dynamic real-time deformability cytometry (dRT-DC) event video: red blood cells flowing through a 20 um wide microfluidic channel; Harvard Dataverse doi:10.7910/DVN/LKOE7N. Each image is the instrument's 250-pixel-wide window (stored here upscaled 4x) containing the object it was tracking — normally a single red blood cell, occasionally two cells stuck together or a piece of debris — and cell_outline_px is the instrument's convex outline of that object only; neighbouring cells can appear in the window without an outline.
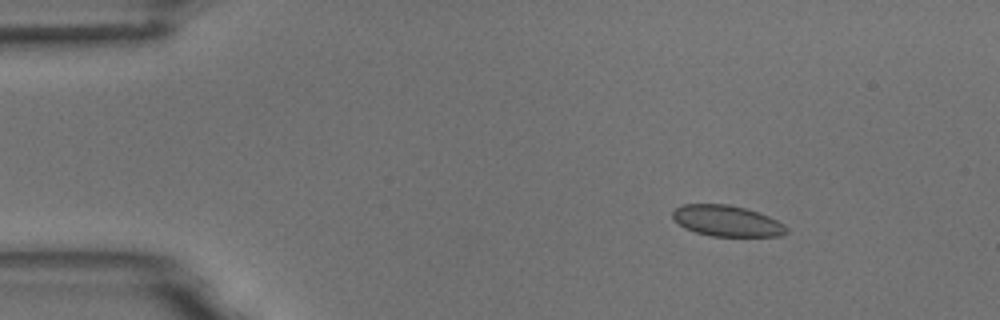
{"species": "common noctule bat (a hibernating species)", "species_latin": "Nyctalus noctula", "temperature_condition": "room temperature", "stored_images_in_passage": 48, "camera_frame_rate_fps": 3000, "um_per_image_px": 0.085, "animal": {"sex": "male", "body_mass_g": 18.8}, "frame": {"image": 1, "passage_image": 1, "time_ms": 0.0, "image_size_px": [1000, 320], "cell_outline_px": [[788, 232], [780, 236], [712, 236], [696, 232], [684, 228], [672, 220], [672, 212], [676, 208], [684, 204], [728, 204], [744, 208], [768, 216], [784, 224], [788, 228]], "centroid_in_image_um": [61.76, 18.78], "position_along_channel_um": 23.2, "area_um2": 20.52}}
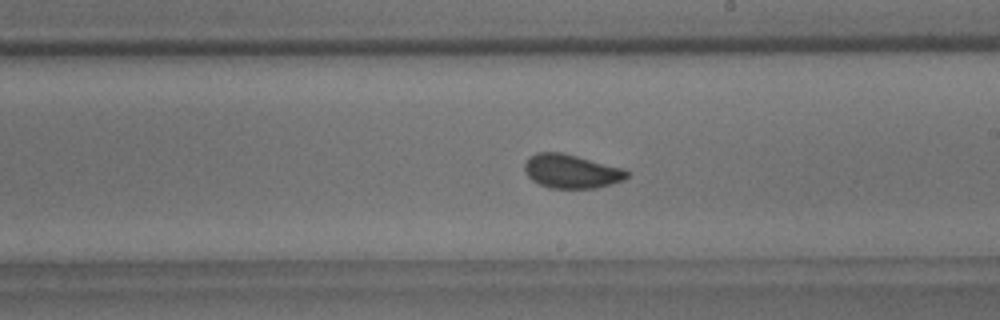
{"frame": {"image": 2, "passage_image": 25, "time_ms": 8.0, "image_size_px": [1000, 320], "cell_outline_px": [[628, 176], [624, 180], [596, 188], [548, 188], [532, 180], [528, 176], [524, 168], [524, 164], [528, 156], [536, 152], [560, 152], [624, 168], [628, 172]], "centroid_in_image_um": [48.54, 14.56], "position_along_channel_um": 240.5, "area_um2": 20.17}}
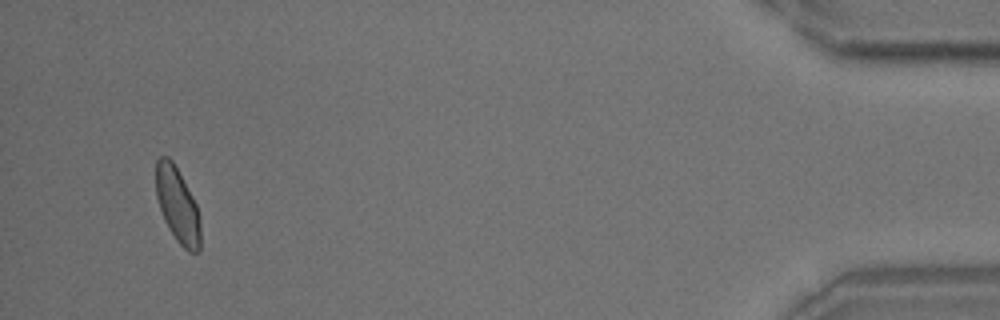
{"frame": {"image": 3, "passage_image": 46, "time_ms": 15.0, "image_size_px": [1000, 320], "cell_outline_px": [[200, 248], [196, 252], [188, 252], [176, 240], [164, 220], [156, 196], [156, 160], [160, 156], [168, 156], [172, 160], [192, 196], [196, 204], [200, 216]], "centroid_in_image_um": [15.09, 17.43], "position_along_channel_um": 420.1, "area_um2": 19.36}, "authors_computed_cell_mechanics": {"area_um2": 20.1722, "velocity_mm_per_s": 3.6485, "shape_relaxation_time_tau1_ms": 4.3672, "shape_relaxation_time_tau2_ms": 0.6621, "deformation_change_tau1": 0.0925, "deformation_change_tau2": 0.0397}}